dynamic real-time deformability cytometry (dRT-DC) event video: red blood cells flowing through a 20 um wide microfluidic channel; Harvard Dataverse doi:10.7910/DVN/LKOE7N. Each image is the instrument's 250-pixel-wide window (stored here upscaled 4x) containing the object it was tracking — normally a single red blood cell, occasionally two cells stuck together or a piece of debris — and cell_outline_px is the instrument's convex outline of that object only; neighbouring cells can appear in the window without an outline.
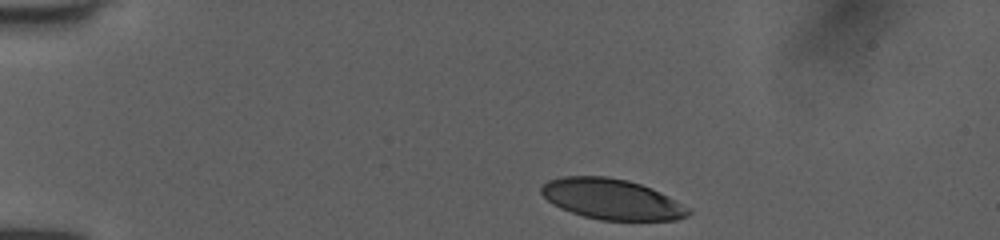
{"species": "human", "species_latin": "Homo sapiens", "temperature_condition": "room temperature", "stored_images_in_passage": 36, "camera_frame_rate_fps": 3000, "um_per_image_px": 0.085, "donor": {"sex": "female"}, "frame": {"image": 1, "passage_image": 1, "time_ms": 0.0, "image_size_px": [1000, 240], "cell_outline_px": [[692, 212], [688, 216], [676, 220], [600, 220], [584, 216], [560, 208], [552, 204], [540, 192], [540, 188], [548, 180], [564, 176], [608, 176], [628, 180], [652, 188], [692, 208]], "centroid_in_image_um": [52.03, 16.93], "position_along_channel_um": 33.0, "area_um2": 34.91}}
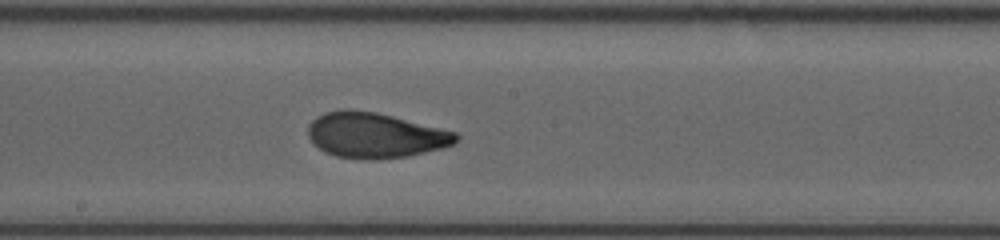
{"frame": {"image": 2, "passage_image": 20, "time_ms": 6.333, "image_size_px": [1000, 240], "cell_outline_px": [[460, 136], [452, 144], [444, 148], [408, 156], [380, 160], [368, 160], [336, 156], [324, 152], [312, 144], [308, 136], [308, 124], [316, 116], [324, 112], [344, 108], [348, 108], [376, 112], [456, 132]], "centroid_in_image_um": [31.84, 11.5], "position_along_channel_um": 216.4, "area_um2": 39.48}}
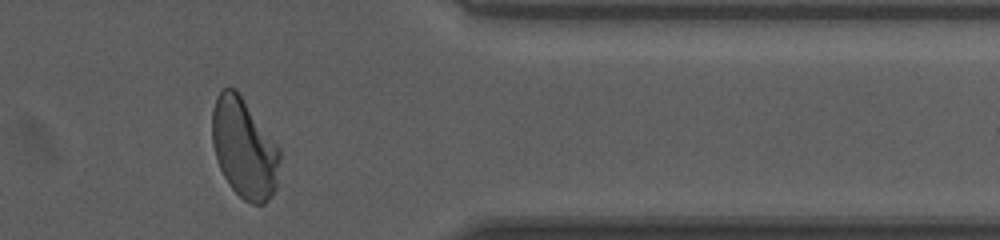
{"frame": {"image": 3, "passage_image": 34, "time_ms": 11.0, "image_size_px": [1000, 240], "cell_outline_px": [[280, 160], [276, 188], [272, 196], [264, 204], [252, 204], [244, 200], [232, 188], [224, 176], [216, 160], [212, 144], [212, 108], [216, 96], [224, 88], [236, 88], [280, 148]], "centroid_in_image_um": [20.75, 12.6], "position_along_channel_um": 390.6, "area_um2": 39.54}, "authors_computed_cell_mechanics": {"area_um2": 38.5526, "velocity_mm_per_s": 4.0101, "shape_relaxation_time_tau1_ms": 4.2376, "shape_relaxation_time_tau2_ms": 1.0113, "deformation_change_tau1": 0.194, "deformation_change_tau2": 0.0636}}